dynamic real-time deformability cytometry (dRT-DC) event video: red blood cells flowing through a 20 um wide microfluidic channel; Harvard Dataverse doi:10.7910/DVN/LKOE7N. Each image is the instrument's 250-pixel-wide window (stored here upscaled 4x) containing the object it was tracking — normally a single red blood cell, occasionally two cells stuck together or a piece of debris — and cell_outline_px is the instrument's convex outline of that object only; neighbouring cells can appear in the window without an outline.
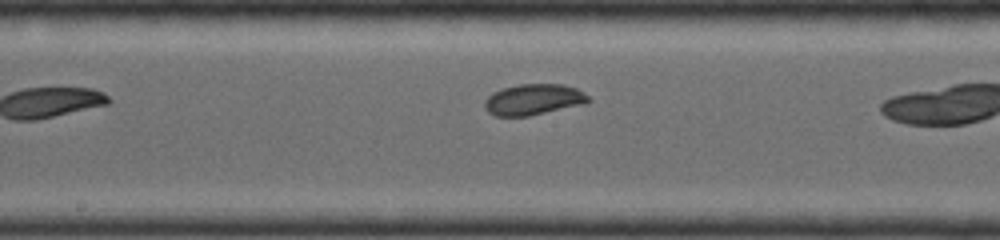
{"species": "common noctule bat (a hibernating species)", "species_latin": "Nyctalus noctula", "temperature_condition": "room temperature", "stored_images_in_passage": 10, "camera_frame_rate_fps": 4000, "um_per_image_px": 0.085, "animal": {"sex": "female", "body_mass_g": 19.0, "forearm_length_mm": 56.7}, "frame": {"image": 1, "passage_image": 10, "time_ms": 3.0, "image_size_px": [1000, 240], "cell_outline_px": [[592, 100], [584, 104], [528, 116], [496, 116], [488, 112], [484, 108], [484, 100], [492, 92], [504, 88], [520, 84], [564, 84], [576, 88], [584, 92]], "centroid_in_image_um": [45.34, 8.46], "position_along_channel_um": 202.9, "area_um2": 18.79}}